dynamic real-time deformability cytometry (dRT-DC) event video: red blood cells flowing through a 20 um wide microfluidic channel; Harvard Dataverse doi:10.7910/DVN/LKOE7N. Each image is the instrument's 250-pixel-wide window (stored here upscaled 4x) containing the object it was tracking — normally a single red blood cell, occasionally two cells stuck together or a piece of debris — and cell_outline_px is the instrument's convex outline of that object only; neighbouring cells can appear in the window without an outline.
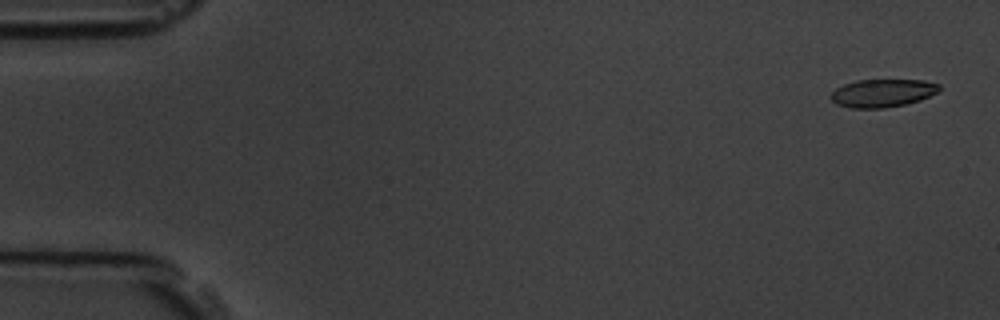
{"species": "common noctule bat (a hibernating species)", "species_latin": "Nyctalus noctula", "temperature_condition": "room temperature", "stored_images_in_passage": 5, "camera_frame_rate_fps": 3000, "um_per_image_px": 0.085, "animal": {"sex": "male", "body_mass_g": 19.5, "forearm_length_mm": 54.6}, "frame": {"image": 1, "passage_image": 1, "time_ms": 0.0, "image_size_px": [1000, 320], "cell_outline_px": [[940, 88], [936, 92], [920, 100], [904, 104], [884, 108], [852, 108], [836, 104], [828, 96], [836, 88], [844, 84], [856, 80], [924, 80], [940, 84]], "centroid_in_image_um": [74.98, 7.9], "position_along_channel_um": 10.0, "area_um2": 17.63}}
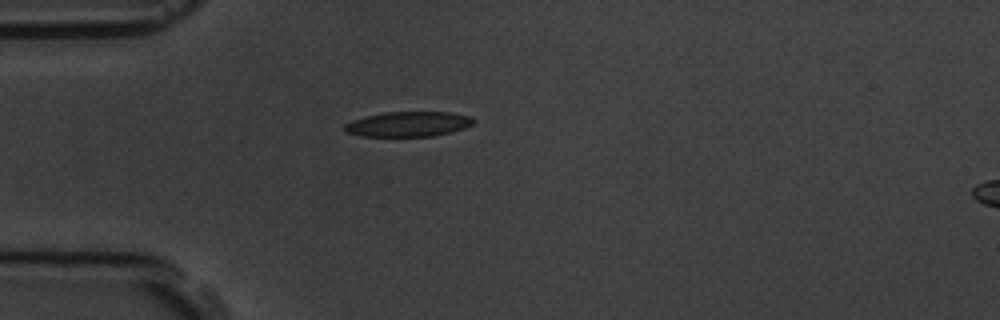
{"frame": {"image": 2, "passage_image": 4, "time_ms": 4.333, "image_size_px": [1000, 320], "cell_outline_px": [[476, 120], [472, 124], [464, 128], [452, 132], [432, 136], [360, 136], [344, 132], [344, 124], [352, 120], [364, 116], [384, 112], [452, 112], [472, 116]], "centroid_in_image_um": [34.7, 10.54], "position_along_channel_um": 50.3, "area_um2": 19.02}}